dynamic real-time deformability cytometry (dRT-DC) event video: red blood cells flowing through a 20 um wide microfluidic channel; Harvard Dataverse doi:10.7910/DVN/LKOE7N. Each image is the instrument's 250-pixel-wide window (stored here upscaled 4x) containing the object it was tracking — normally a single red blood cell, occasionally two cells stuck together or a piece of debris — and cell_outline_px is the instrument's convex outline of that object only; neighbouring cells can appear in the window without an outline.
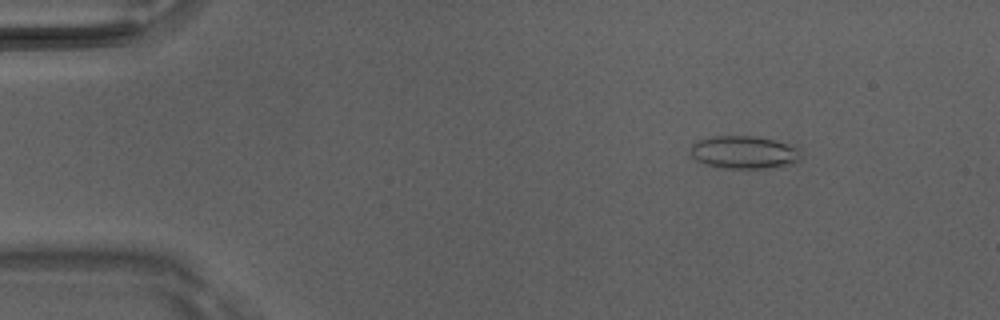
{"species": "Egyptian fruit bat (a non-hibernating species)", "species_latin": "Rousettus aegyptiacus", "temperature_condition": "room temperature", "stored_images_in_passage": 4, "camera_frame_rate_fps": 3000, "um_per_image_px": 0.085, "animal": {"sex": "male"}, "frame": {"image": 1, "passage_image": 1, "time_ms": 0.0, "image_size_px": [1000, 320], "cell_outline_px": [[800, 160], [796, 164], [768, 168], [716, 168], [704, 164], [696, 160], [688, 152], [688, 148], [696, 140], [712, 136], [756, 136], [788, 144], [796, 148], [800, 152]], "centroid_in_image_um": [63.18, 12.96], "position_along_channel_um": 21.8, "area_um2": 21.5}}